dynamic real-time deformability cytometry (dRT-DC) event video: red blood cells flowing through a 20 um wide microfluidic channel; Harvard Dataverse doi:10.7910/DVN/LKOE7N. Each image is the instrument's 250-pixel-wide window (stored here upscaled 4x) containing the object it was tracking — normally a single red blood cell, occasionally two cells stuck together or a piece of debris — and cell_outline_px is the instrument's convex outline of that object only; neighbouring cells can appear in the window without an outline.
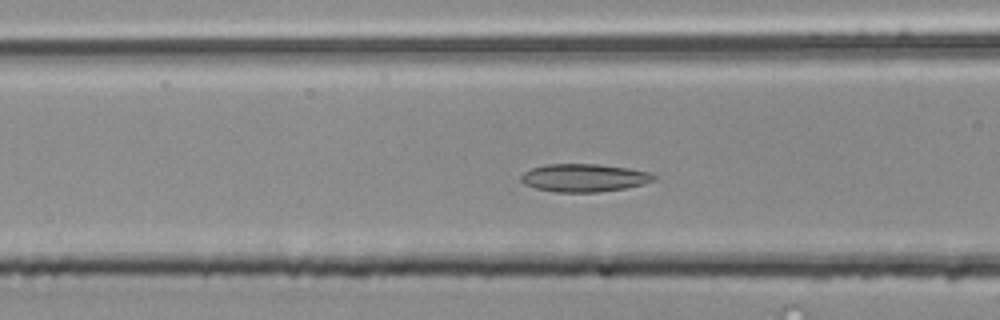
{"species": "common noctule bat (a hibernating species)", "species_latin": "Nyctalus noctula", "temperature_condition": "room temperature", "stored_images_in_passage": 50, "camera_frame_rate_fps": 3000, "um_per_image_px": 0.085, "animal": {"sex": "male", "body_mass_g": 20.4}, "frame": {"image": 1, "passage_image": 17, "time_ms": 5.333, "image_size_px": [1000, 320], "cell_outline_px": [[656, 176], [652, 180], [640, 184], [624, 188], [596, 192], [556, 192], [536, 188], [524, 184], [520, 180], [520, 176], [524, 172], [532, 168], [544, 164], [596, 164], [628, 168], [652, 172]], "centroid_in_image_um": [49.6, 15.1], "position_along_channel_um": 117.0, "area_um2": 21.44}}
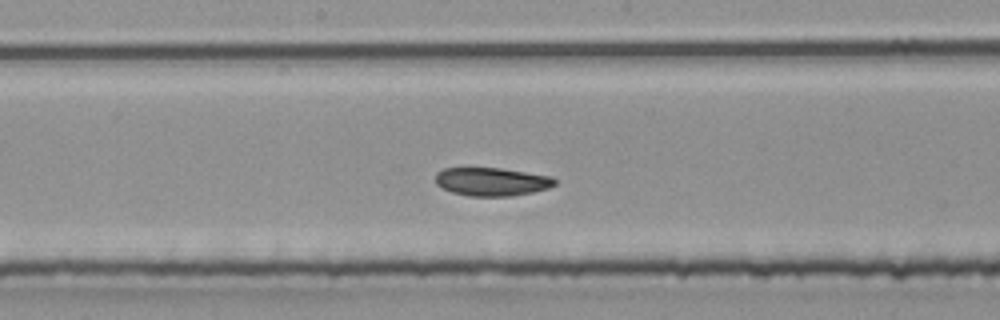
{"frame": {"image": 2, "passage_image": 24, "time_ms": 7.667, "image_size_px": [1000, 320], "cell_outline_px": [[556, 184], [548, 188], [532, 192], [512, 196], [468, 196], [452, 192], [436, 184], [436, 172], [444, 168], [500, 168], [552, 176], [556, 180]], "centroid_in_image_um": [41.8, 15.44], "position_along_channel_um": 206.4, "area_um2": 19.65}}
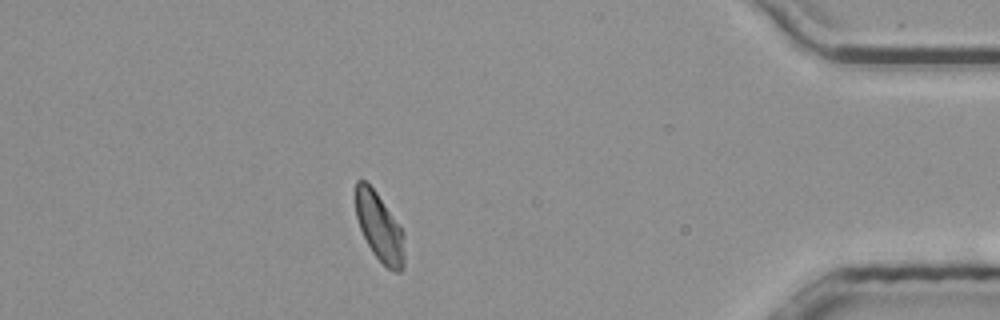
{"frame": {"image": 3, "passage_image": 43, "time_ms": 14.0, "image_size_px": [1000, 320], "cell_outline_px": [[404, 268], [400, 272], [392, 272], [372, 252], [360, 228], [356, 216], [356, 180], [364, 180], [376, 192], [400, 224], [404, 232]], "centroid_in_image_um": [32.29, 19.34], "position_along_channel_um": 402.9, "area_um2": 19.42}, "authors_computed_cell_mechanics": {"area_um2": 20.4323, "velocity_mm_per_s": 3.8349, "shape_relaxation_time_tau1_ms": null, "shape_relaxation_time_tau2_ms": 9.2151, "deformation_change_tau1": null, "deformation_change_tau2": 0.1171}}